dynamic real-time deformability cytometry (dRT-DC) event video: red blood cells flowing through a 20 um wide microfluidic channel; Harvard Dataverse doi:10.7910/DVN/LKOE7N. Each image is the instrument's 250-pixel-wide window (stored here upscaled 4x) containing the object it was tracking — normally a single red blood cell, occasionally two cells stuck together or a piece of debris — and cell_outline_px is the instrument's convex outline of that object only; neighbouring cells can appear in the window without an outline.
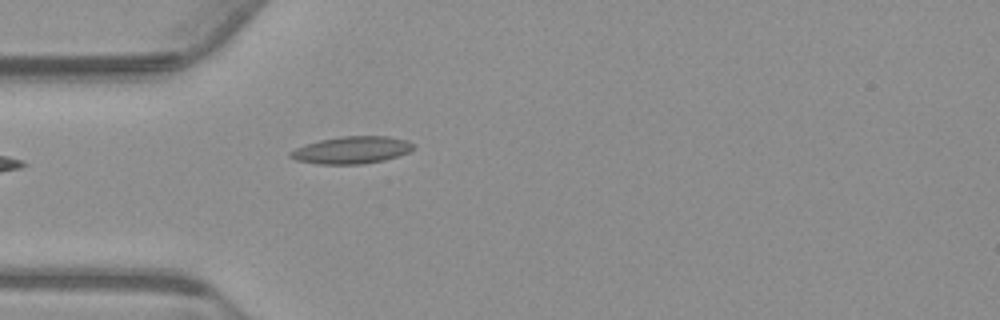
{"species": "common noctule bat (a hibernating species)", "species_latin": "Nyctalus noctula", "temperature_condition": "warm", "stored_images_in_passage": 5, "camera_frame_rate_fps": 3000, "um_per_image_px": 0.085, "animal": {"sex": "male", "body_mass_g": 23.1, "forearm_length_mm": 52.7}, "frame": {"image": 1, "passage_image": 1, "time_ms": 0.0, "image_size_px": [1000, 320], "cell_outline_px": [[412, 148], [408, 152], [384, 160], [364, 164], [320, 164], [296, 160], [288, 156], [288, 152], [296, 148], [320, 140], [340, 136], [388, 136], [408, 140], [412, 144]], "centroid_in_image_um": [29.87, 12.75], "position_along_channel_um": 55.1, "area_um2": 19.36}}